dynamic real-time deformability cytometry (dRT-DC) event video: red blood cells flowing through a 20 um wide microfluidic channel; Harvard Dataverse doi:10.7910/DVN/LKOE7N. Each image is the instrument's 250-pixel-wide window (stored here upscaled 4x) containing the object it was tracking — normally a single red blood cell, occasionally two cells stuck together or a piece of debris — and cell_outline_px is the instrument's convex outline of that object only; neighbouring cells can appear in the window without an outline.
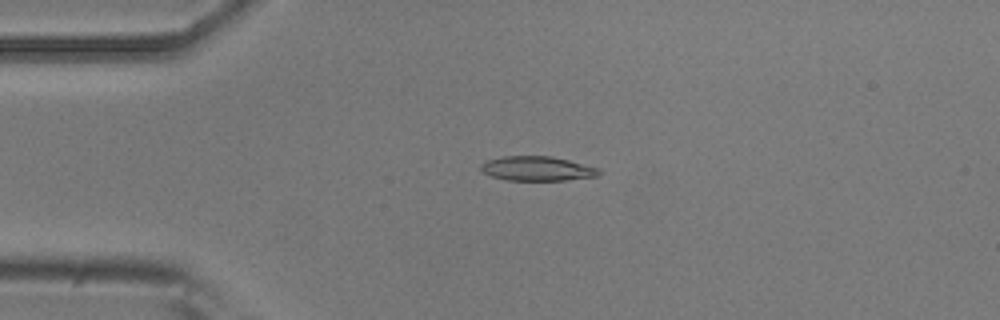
{"species": "common noctule bat (a hibernating species)", "species_latin": "Nyctalus noctula", "temperature_condition": "room temperature", "stored_images_in_passage": 7, "camera_frame_rate_fps": 3000, "um_per_image_px": 0.085, "animal": {"sex": "male", "body_mass_g": 20.5, "forearm_length_mm": 52.5}, "frame": {"image": 1, "passage_image": 4, "time_ms": 1.0, "image_size_px": [1000, 320], "cell_outline_px": [[600, 172], [596, 176], [564, 180], [504, 180], [480, 172], [480, 164], [488, 160], [504, 156], [552, 156], [600, 168]], "centroid_in_image_um": [45.62, 14.33], "position_along_channel_um": 39.4, "area_um2": 16.82}}
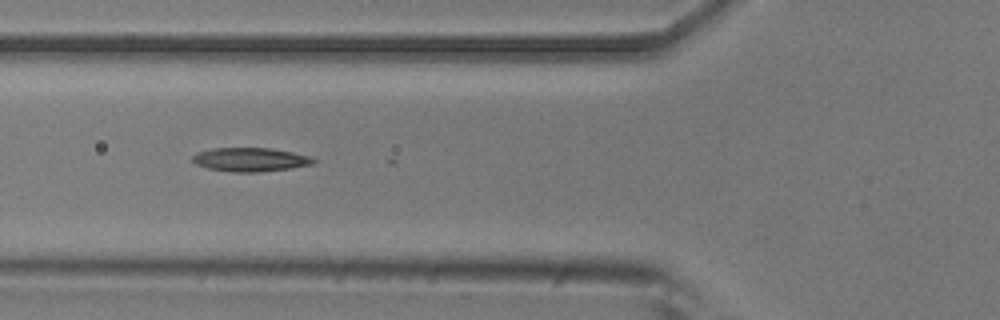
{"frame": {"image": 2, "passage_image": 6, "time_ms": 1.667, "image_size_px": [1000, 320], "cell_outline_px": [[316, 160], [312, 164], [292, 168], [260, 172], [236, 172], [208, 168], [196, 164], [192, 160], [192, 156], [200, 152], [212, 148], [268, 148], [292, 152], [308, 156]], "centroid_in_image_um": [21.28, 13.57], "position_along_channel_um": 104.5, "area_um2": 16.53}}
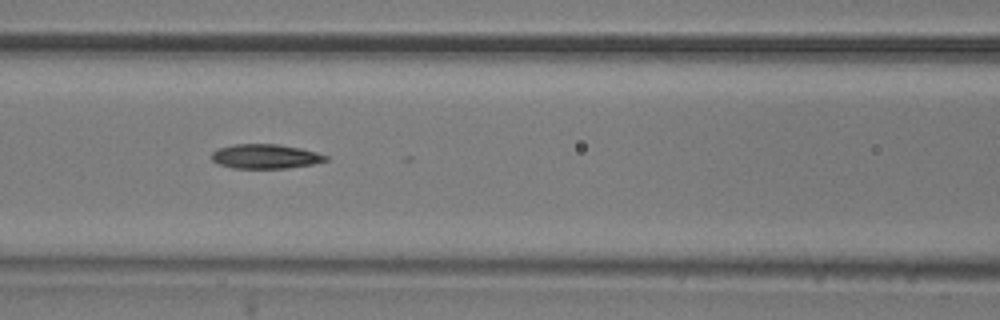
{"frame": {"image": 3, "passage_image": 7, "time_ms": 2.0, "image_size_px": [1000, 320], "cell_outline_px": [[328, 160], [312, 164], [288, 168], [232, 168], [216, 164], [212, 160], [212, 152], [220, 148], [236, 144], [276, 144], [300, 148], [316, 152], [328, 156]], "centroid_in_image_um": [22.55, 13.3], "position_along_channel_um": 144.1, "area_um2": 16.18}}